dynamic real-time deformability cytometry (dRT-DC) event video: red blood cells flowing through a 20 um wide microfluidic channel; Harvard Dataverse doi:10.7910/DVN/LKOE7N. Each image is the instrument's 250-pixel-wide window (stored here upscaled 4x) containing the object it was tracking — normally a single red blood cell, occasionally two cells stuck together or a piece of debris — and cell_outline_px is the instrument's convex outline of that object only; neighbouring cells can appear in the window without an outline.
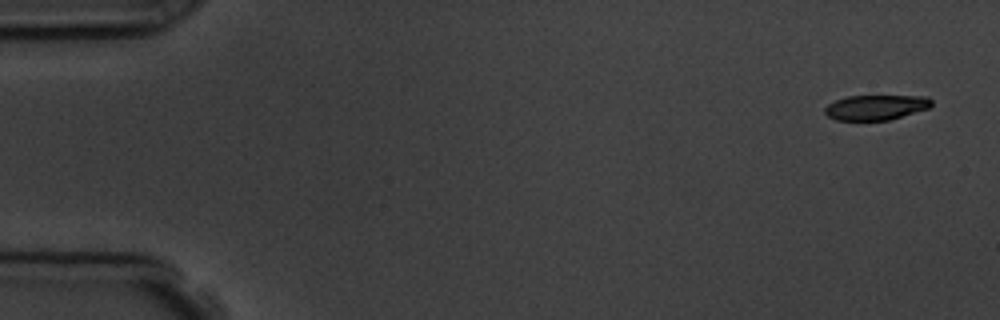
{"species": "common noctule bat (a hibernating species)", "species_latin": "Nyctalus noctula", "temperature_condition": "room temperature", "stored_images_in_passage": 5, "camera_frame_rate_fps": 3000, "um_per_image_px": 0.085, "animal": {"sex": "male", "body_mass_g": 19.5, "forearm_length_mm": 54.6}, "frame": {"image": 1, "passage_image": 1, "time_ms": 0.0, "image_size_px": [1000, 320], "cell_outline_px": [[932, 104], [928, 108], [888, 120], [836, 120], [828, 116], [824, 112], [824, 108], [828, 104], [836, 100], [848, 96], [928, 96], [932, 100]], "centroid_in_image_um": [74.43, 9.12], "position_along_channel_um": 10.6, "area_um2": 15.43}}
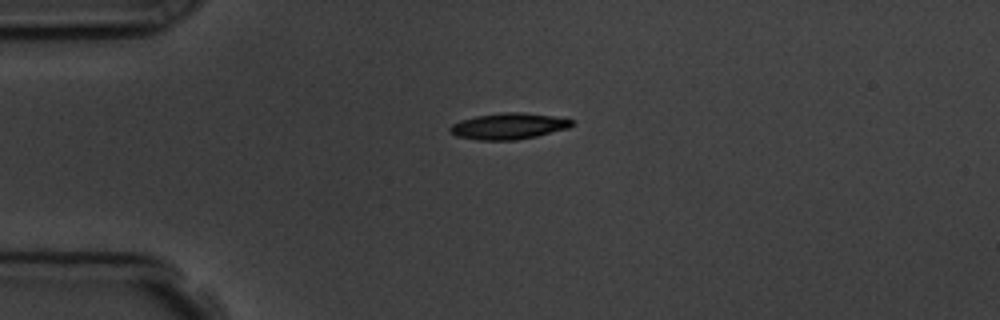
{"frame": {"image": 2, "passage_image": 4, "time_ms": 3.667, "image_size_px": [1000, 320], "cell_outline_px": [[576, 120], [568, 128], [536, 136], [516, 140], [476, 140], [456, 136], [448, 128], [452, 124], [460, 120], [476, 116], [504, 112], [520, 112], [552, 116]], "centroid_in_image_um": [43.21, 10.72], "position_along_channel_um": 41.8, "area_um2": 18.5}}